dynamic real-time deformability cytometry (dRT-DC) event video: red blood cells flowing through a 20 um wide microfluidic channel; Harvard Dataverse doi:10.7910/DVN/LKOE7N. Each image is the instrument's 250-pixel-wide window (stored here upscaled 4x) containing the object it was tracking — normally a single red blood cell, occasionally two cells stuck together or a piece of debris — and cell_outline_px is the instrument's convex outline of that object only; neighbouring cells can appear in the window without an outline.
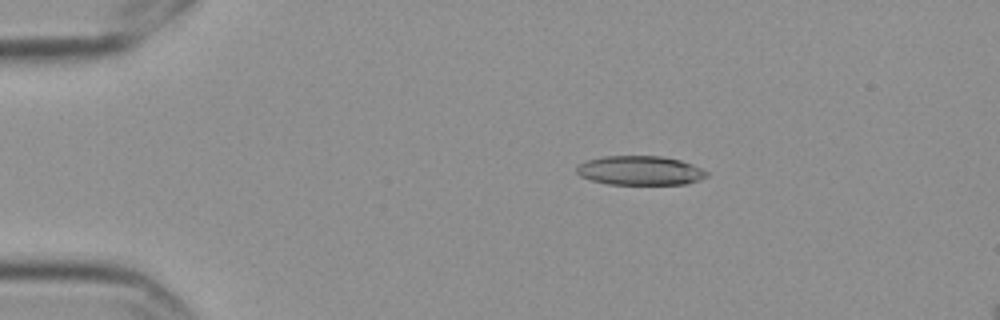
{"species": "Egyptian fruit bat (a non-hibernating species)", "species_latin": "Rousettus aegyptiacus", "temperature_condition": "cold", "stored_images_in_passage": 57, "camera_frame_rate_fps": 3000, "um_per_image_px": 0.085, "frame": {"image": 1, "passage_image": 11, "time_ms": 3.333, "image_size_px": [1000, 320], "cell_outline_px": [[708, 176], [700, 180], [688, 184], [608, 184], [592, 180], [580, 176], [576, 172], [576, 168], [580, 164], [588, 160], [604, 156], [660, 156], [680, 160], [692, 164], [708, 172]], "centroid_in_image_um": [54.43, 14.5], "position_along_channel_um": 30.6, "area_um2": 22.08}}
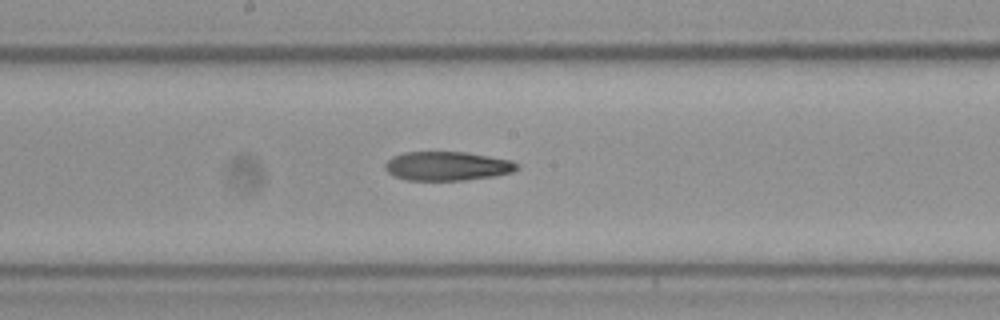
{"frame": {"image": 2, "passage_image": 31, "time_ms": 10.0, "image_size_px": [1000, 320], "cell_outline_px": [[520, 168], [512, 172], [496, 176], [464, 180], [404, 180], [388, 172], [384, 168], [384, 164], [392, 156], [404, 152], [468, 152], [512, 160], [520, 164]], "centroid_in_image_um": [38.05, 14.11], "position_along_channel_um": 210.2, "area_um2": 22.54}}
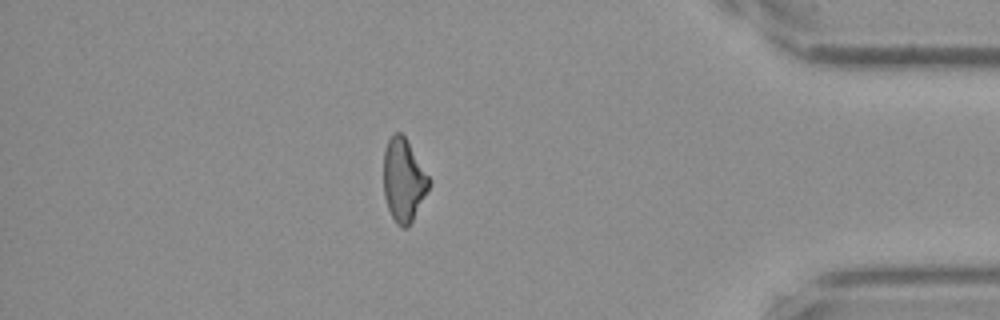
{"frame": {"image": 3, "passage_image": 50, "time_ms": 16.333, "image_size_px": [1000, 320], "cell_outline_px": [[432, 180], [408, 228], [400, 228], [396, 224], [388, 208], [384, 196], [384, 148], [388, 140], [396, 132], [400, 132], [404, 136]], "centroid_in_image_um": [34.29, 15.32], "position_along_channel_um": 400.9, "area_um2": 21.73}}